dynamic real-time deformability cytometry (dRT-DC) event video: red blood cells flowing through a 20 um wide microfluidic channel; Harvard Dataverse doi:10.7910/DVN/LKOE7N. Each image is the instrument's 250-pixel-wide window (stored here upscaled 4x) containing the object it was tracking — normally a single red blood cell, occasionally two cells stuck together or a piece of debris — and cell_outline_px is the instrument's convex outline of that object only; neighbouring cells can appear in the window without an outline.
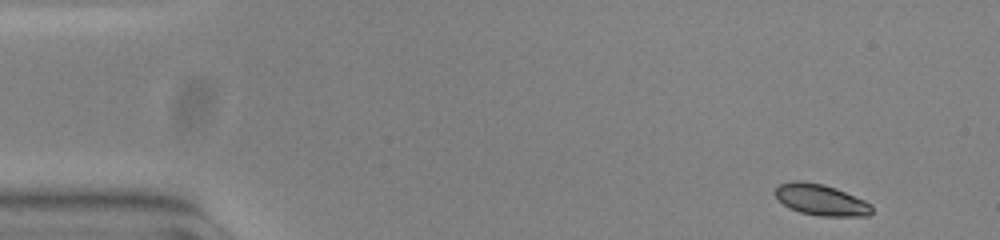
{"species": "common noctule bat (a hibernating species)", "species_latin": "Nyctalus noctula", "temperature_condition": "warm", "stored_images_in_passage": 10, "camera_frame_rate_fps": 3000, "um_per_image_px": 0.085, "animal": {"sex": "female", "body_mass_g": 23.0, "forearm_length_mm": 53.4}, "frame": {"image": 1, "passage_image": 1, "time_ms": 0.0, "image_size_px": [1000, 240], "cell_outline_px": [[872, 212], [868, 216], [820, 216], [800, 212], [788, 208], [772, 192], [780, 184], [792, 180], [800, 180], [824, 184], [836, 188], [864, 200], [872, 204]], "centroid_in_image_um": [69.77, 16.98], "position_along_channel_um": 15.2, "area_um2": 17.69}}